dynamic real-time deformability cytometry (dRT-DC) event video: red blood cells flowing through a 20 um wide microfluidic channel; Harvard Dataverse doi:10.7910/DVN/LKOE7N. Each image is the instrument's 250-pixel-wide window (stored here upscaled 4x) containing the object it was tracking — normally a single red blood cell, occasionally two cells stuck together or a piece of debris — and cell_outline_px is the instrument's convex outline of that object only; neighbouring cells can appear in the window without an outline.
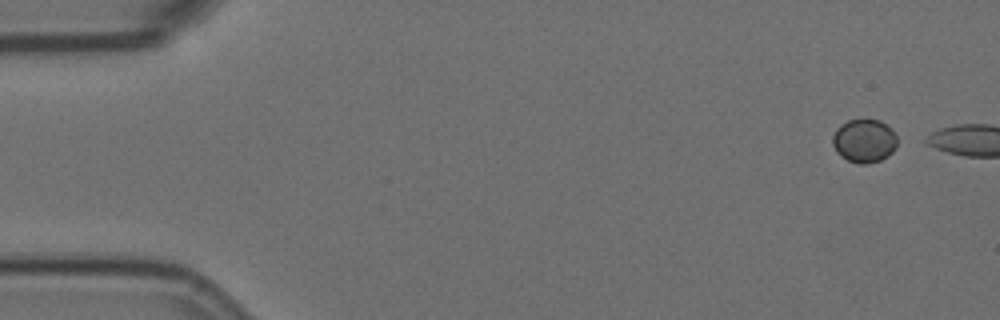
{"species": "Egyptian fruit bat (a non-hibernating species)", "species_latin": "Rousettus aegyptiacus", "temperature_condition": "room temperature", "stored_images_in_passage": 3, "camera_frame_rate_fps": 3000, "um_per_image_px": 0.085, "animal": {"sex": "female"}, "frame": {"image": 1, "passage_image": 1, "time_ms": 0.0, "image_size_px": [1000, 320], "cell_outline_px": [[896, 148], [888, 156], [880, 160], [868, 164], [860, 164], [848, 160], [840, 156], [836, 152], [832, 144], [832, 136], [836, 128], [840, 124], [848, 120], [880, 120], [892, 128], [896, 136]], "centroid_in_image_um": [73.44, 11.97], "position_along_channel_um": 11.6, "area_um2": 16.53}}